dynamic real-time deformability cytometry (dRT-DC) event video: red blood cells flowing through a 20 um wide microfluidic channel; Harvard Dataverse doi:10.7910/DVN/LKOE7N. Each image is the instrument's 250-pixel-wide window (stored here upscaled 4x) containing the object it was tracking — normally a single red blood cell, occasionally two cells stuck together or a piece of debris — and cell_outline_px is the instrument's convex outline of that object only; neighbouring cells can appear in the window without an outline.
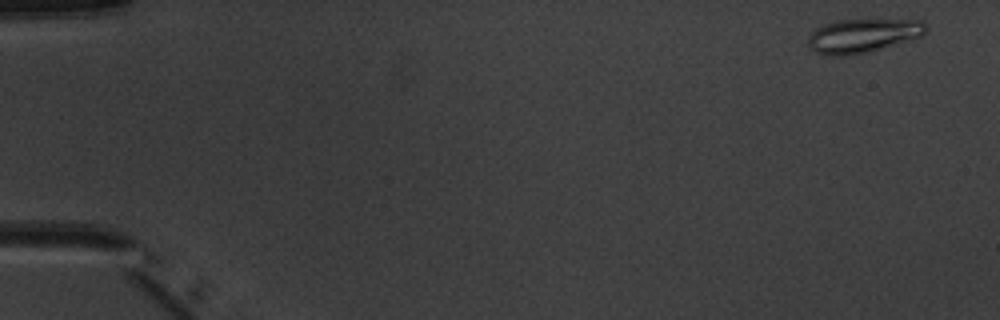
{"species": "common noctule bat (a hibernating species)", "species_latin": "Nyctalus noctula", "temperature_condition": "warm", "stored_images_in_passage": 7, "camera_frame_rate_fps": 3000, "um_per_image_px": 0.085, "animal": {"sex": "male", "body_mass_g": 20.1, "forearm_length_mm": 53.5}, "frame": {"image": 1, "passage_image": 1, "time_ms": 0.0, "image_size_px": [1000, 320], "cell_outline_px": [[928, 28], [920, 36], [880, 48], [848, 56], [828, 56], [816, 52], [808, 44], [808, 36], [816, 28], [824, 24], [836, 20], [924, 20]], "centroid_in_image_um": [73.3, 3.02], "position_along_channel_um": 11.7, "area_um2": 22.89}}
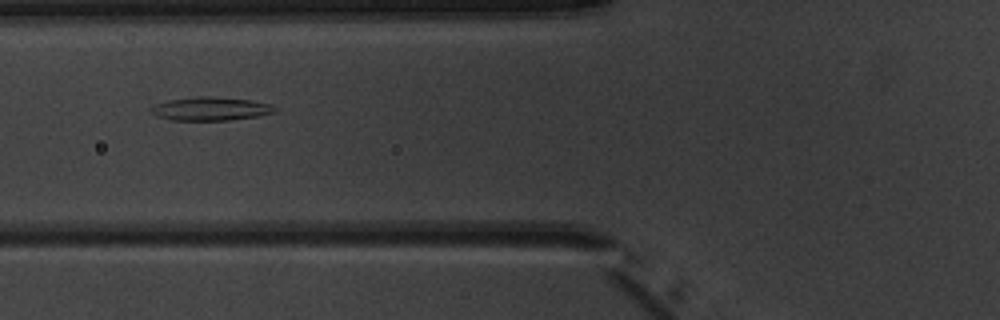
{"frame": {"image": 2, "passage_image": 6, "time_ms": 6.0, "image_size_px": [1000, 320], "cell_outline_px": [[280, 108], [276, 112], [260, 116], [228, 120], [172, 120], [156, 116], [152, 112], [152, 108], [156, 104], [168, 100], [196, 96], [212, 96], [252, 100], [268, 104]], "centroid_in_image_um": [17.96, 9.24], "position_along_channel_um": 107.8, "area_um2": 16.99}}
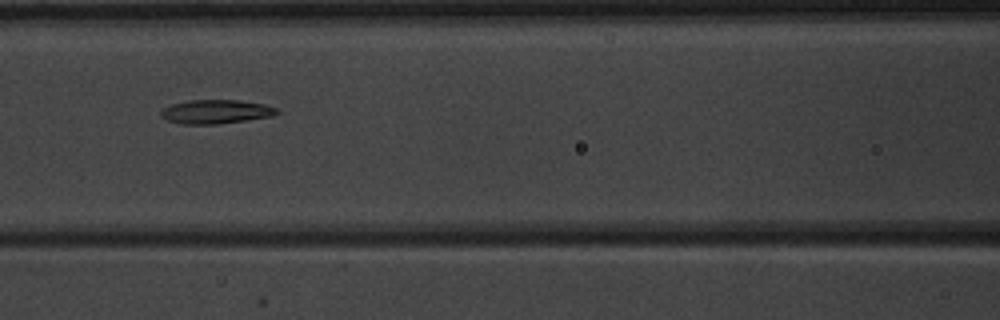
{"frame": {"image": 3, "passage_image": 7, "time_ms": 7.0, "image_size_px": [1000, 320], "cell_outline_px": [[280, 112], [272, 116], [248, 120], [216, 124], [184, 124], [168, 120], [160, 116], [160, 112], [164, 108], [172, 104], [188, 100], [240, 100], [264, 104], [280, 108]], "centroid_in_image_um": [18.4, 9.49], "position_along_channel_um": 148.2, "area_um2": 16.24}}